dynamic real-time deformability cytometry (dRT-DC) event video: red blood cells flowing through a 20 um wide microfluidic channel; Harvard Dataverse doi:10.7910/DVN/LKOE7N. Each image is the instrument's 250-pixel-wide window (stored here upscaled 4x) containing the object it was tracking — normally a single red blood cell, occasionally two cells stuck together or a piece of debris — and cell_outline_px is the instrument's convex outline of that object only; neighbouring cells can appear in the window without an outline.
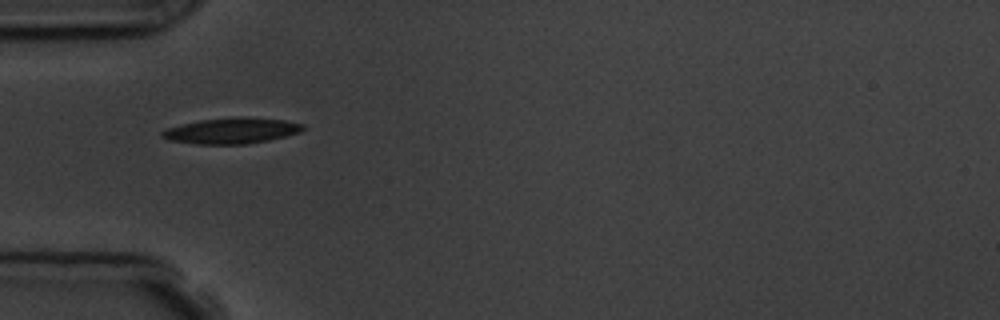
{"species": "common noctule bat (a hibernating species)", "species_latin": "Nyctalus noctula", "temperature_condition": "room temperature", "stored_images_in_passage": 2, "camera_frame_rate_fps": 3000, "um_per_image_px": 0.085, "animal": {"sex": "male", "body_mass_g": 19.5, "forearm_length_mm": 54.6}, "frame": {"image": 1, "passage_image": 1, "time_ms": 0.0, "image_size_px": [1000, 320], "cell_outline_px": [[304, 128], [300, 132], [268, 140], [248, 144], [196, 144], [168, 140], [160, 136], [160, 132], [168, 128], [180, 124], [200, 120], [236, 116], [240, 116], [284, 120], [304, 124]], "centroid_in_image_um": [19.65, 11.1], "position_along_channel_um": 65.3, "area_um2": 21.27}}